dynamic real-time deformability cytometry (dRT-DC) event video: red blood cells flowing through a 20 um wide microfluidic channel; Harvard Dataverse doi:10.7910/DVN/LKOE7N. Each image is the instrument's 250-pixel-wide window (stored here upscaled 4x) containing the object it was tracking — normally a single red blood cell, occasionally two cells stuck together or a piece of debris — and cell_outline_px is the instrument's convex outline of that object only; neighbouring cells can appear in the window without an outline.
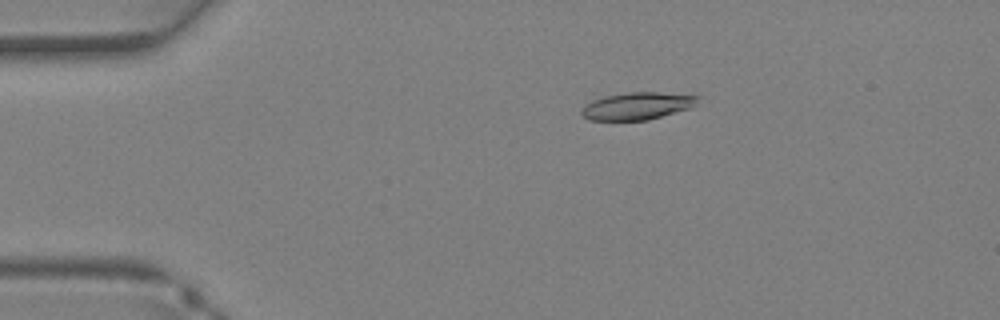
{"species": "Egyptian fruit bat (a non-hibernating species)", "species_latin": "Rousettus aegyptiacus", "temperature_condition": "warm", "stored_images_in_passage": 31, "camera_frame_rate_fps": 3000, "um_per_image_px": 0.085, "animal": {"sex": "female"}, "frame": {"image": 1, "passage_image": 2, "time_ms": 0.333, "image_size_px": [1000, 320], "cell_outline_px": [[700, 96], [688, 108], [648, 120], [588, 120], [580, 112], [580, 108], [584, 104], [592, 100], [604, 96], [628, 92], [660, 92]], "centroid_in_image_um": [54.06, 9.0], "position_along_channel_um": 30.9, "area_um2": 18.32}}
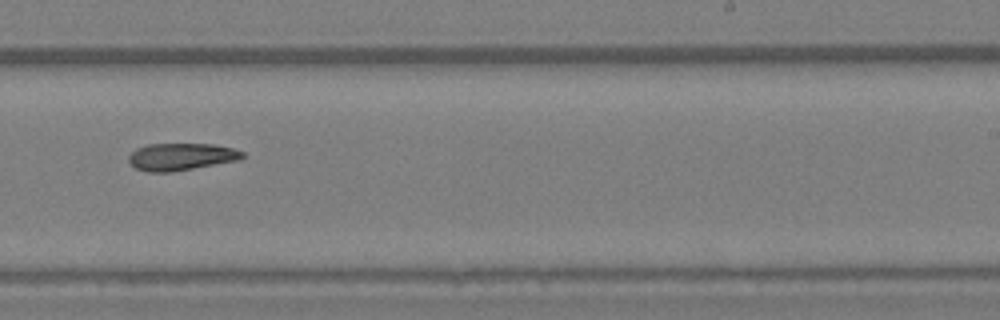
{"frame": {"image": 2, "passage_image": 18, "time_ms": 5.667, "image_size_px": [1000, 320], "cell_outline_px": [[244, 156], [240, 160], [172, 172], [148, 172], [136, 168], [128, 160], [128, 156], [136, 148], [148, 144], [212, 144], [232, 148], [244, 152]], "centroid_in_image_um": [15.4, 13.32], "position_along_channel_um": 273.6, "area_um2": 18.03}}
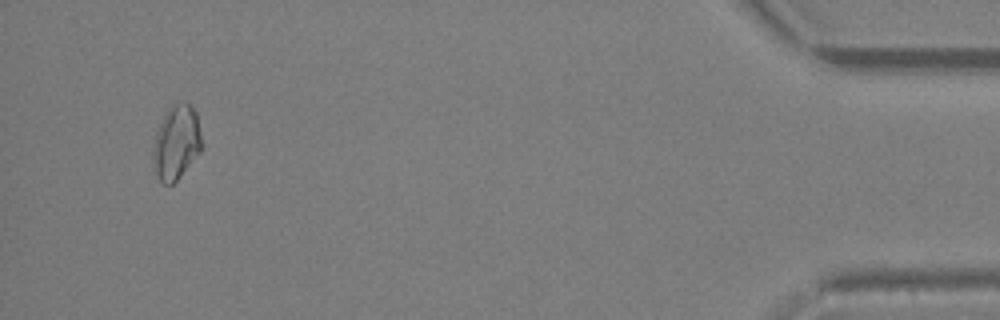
{"frame": {"image": 3, "passage_image": 30, "time_ms": 9.667, "image_size_px": [1000, 320], "cell_outline_px": [[204, 144], [200, 152], [180, 176], [172, 184], [164, 184], [160, 180], [156, 172], [152, 160], [152, 148], [156, 132], [168, 108], [172, 104], [188, 104], [196, 112]], "centroid_in_image_um": [15.0, 12.12], "position_along_channel_um": 420.2, "area_um2": 20.98}}